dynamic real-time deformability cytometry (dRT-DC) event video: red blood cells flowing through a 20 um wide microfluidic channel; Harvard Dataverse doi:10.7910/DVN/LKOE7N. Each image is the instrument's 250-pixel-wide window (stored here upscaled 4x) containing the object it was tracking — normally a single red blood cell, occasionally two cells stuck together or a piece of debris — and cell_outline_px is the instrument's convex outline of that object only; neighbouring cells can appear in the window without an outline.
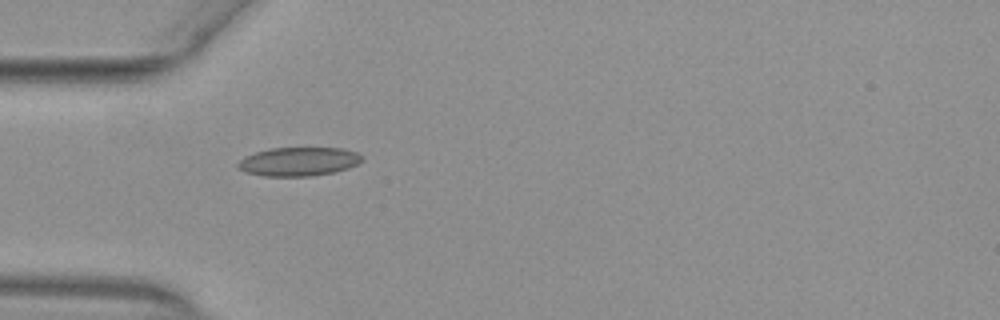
{"species": "common noctule bat (a hibernating species)", "species_latin": "Nyctalus noctula", "temperature_condition": "warm", "stored_images_in_passage": 37, "camera_frame_rate_fps": 3000, "um_per_image_px": 0.085, "animal": {"sex": "female", "body_mass_g": 29.2, "forearm_length_mm": 56.3}, "frame": {"image": 1, "passage_image": 1, "time_ms": 0.0, "image_size_px": [1000, 320], "cell_outline_px": [[364, 160], [348, 168], [332, 172], [312, 176], [264, 176], [244, 172], [236, 168], [236, 164], [244, 156], [268, 148], [344, 148], [356, 152], [364, 156]], "centroid_in_image_um": [25.36, 13.73], "position_along_channel_um": 59.6, "area_um2": 20.98}}
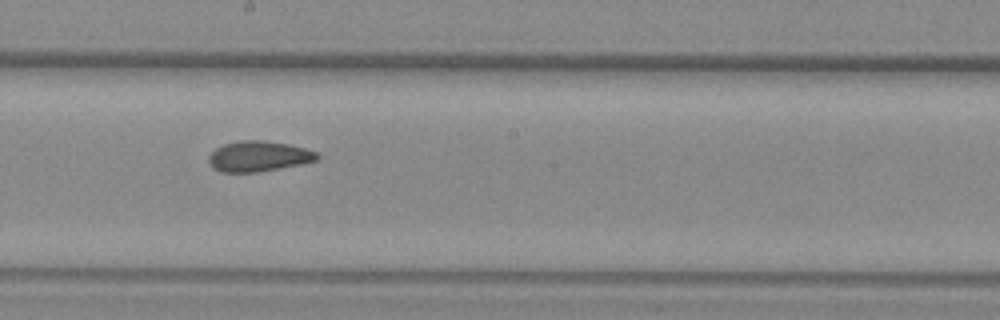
{"frame": {"image": 2, "passage_image": 14, "time_ms": 4.333, "image_size_px": [1000, 320], "cell_outline_px": [[320, 156], [316, 160], [300, 164], [260, 172], [220, 172], [212, 168], [208, 160], [208, 156], [216, 148], [224, 144], [240, 140], [264, 140], [288, 144], [304, 148], [316, 152]], "centroid_in_image_um": [21.95, 13.29], "position_along_channel_um": 226.3, "area_um2": 19.25}}
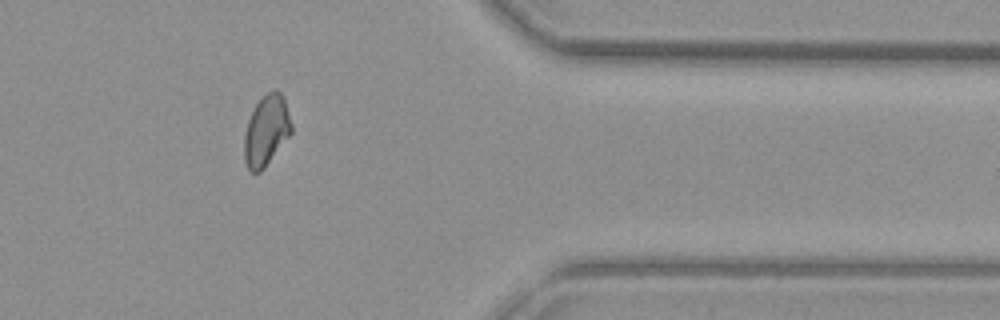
{"frame": {"image": 3, "passage_image": 28, "time_ms": 9.0, "image_size_px": [1000, 320], "cell_outline_px": [[292, 132], [264, 168], [260, 172], [252, 172], [248, 168], [244, 160], [244, 136], [248, 120], [256, 104], [272, 88], [276, 88], [284, 96], [292, 124]], "centroid_in_image_um": [22.65, 11.08], "position_along_channel_um": 388.8, "area_um2": 19.36}, "authors_computed_cell_mechanics": {"area_um2": 19.3052, "velocity_mm_per_s": 3.9229, "shape_relaxation_time_tau1_ms": null, "shape_relaxation_time_tau2_ms": 2.3167, "deformation_change_tau1": null, "deformation_change_tau2": 0.0766}}